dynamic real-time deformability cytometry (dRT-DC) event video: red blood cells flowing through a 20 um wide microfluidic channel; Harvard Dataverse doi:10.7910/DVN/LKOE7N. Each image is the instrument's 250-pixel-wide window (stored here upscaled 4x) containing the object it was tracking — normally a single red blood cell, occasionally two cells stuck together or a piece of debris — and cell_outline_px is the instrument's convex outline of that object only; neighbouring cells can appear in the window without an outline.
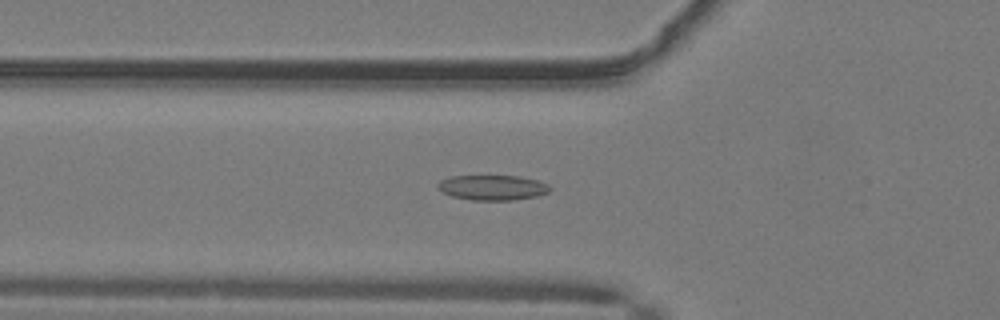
{"species": "common noctule bat (a hibernating species)", "species_latin": "Nyctalus noctula", "temperature_condition": "warm", "stored_images_in_passage": 43, "camera_frame_rate_fps": 3000, "um_per_image_px": 0.085, "animal": {"sex": "male", "body_mass_g": 19.2, "forearm_length_mm": 51.8}, "frame": {"image": 1, "passage_image": 10, "time_ms": 3.0, "image_size_px": [1000, 320], "cell_outline_px": [[552, 188], [548, 192], [536, 196], [516, 200], [472, 200], [452, 196], [436, 188], [436, 184], [440, 180], [452, 176], [520, 176], [536, 180], [548, 184]], "centroid_in_image_um": [41.86, 15.94], "position_along_channel_um": 83.9, "area_um2": 16.42}}
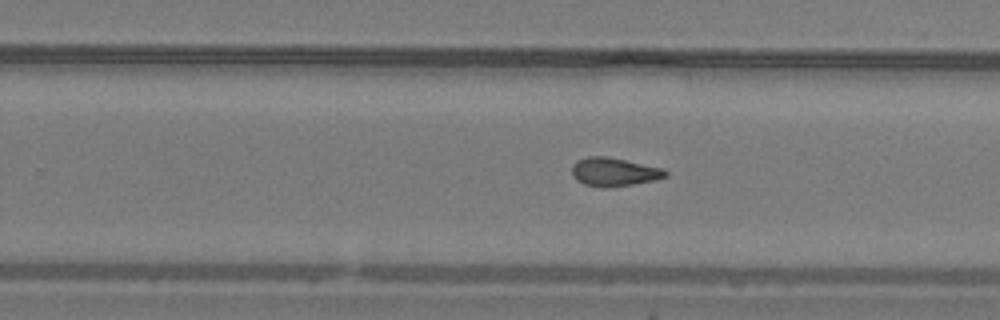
{"frame": {"image": 2, "passage_image": 24, "time_ms": 7.667, "image_size_px": [1000, 320], "cell_outline_px": [[668, 176], [656, 180], [608, 188], [604, 188], [584, 184], [576, 180], [572, 176], [572, 164], [576, 160], [588, 156], [608, 156], [664, 168], [668, 172]], "centroid_in_image_um": [52.2, 14.61], "position_along_channel_um": 277.6, "area_um2": 15.84}}
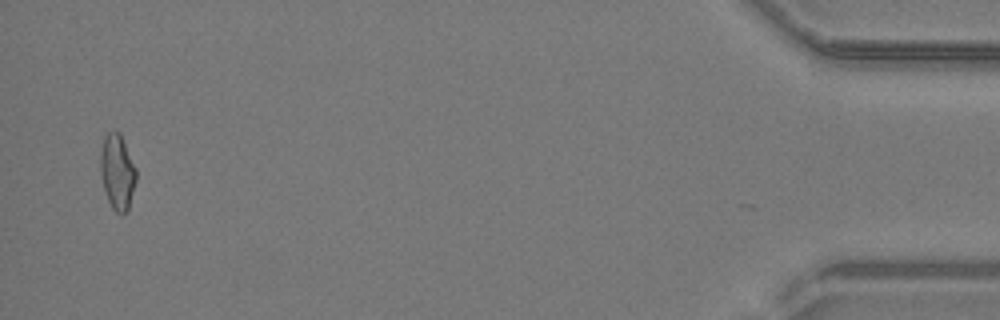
{"frame": {"image": 3, "passage_image": 41, "time_ms": 13.333, "image_size_px": [1000, 320], "cell_outline_px": [[136, 180], [128, 212], [120, 216], [112, 208], [108, 200], [104, 188], [100, 172], [100, 156], [104, 136], [108, 132], [120, 132], [136, 168]], "centroid_in_image_um": [9.98, 14.65], "position_along_channel_um": 425.2, "area_um2": 15.78}, "authors_computed_cell_mechanics": {"area_um2": 15.4326, "velocity_mm_per_s": 4.1359, "shape_relaxation_time_tau1_ms": null, "shape_relaxation_time_tau2_ms": 4.3493, "deformation_change_tau1": null, "deformation_change_tau2": 0.1163}}